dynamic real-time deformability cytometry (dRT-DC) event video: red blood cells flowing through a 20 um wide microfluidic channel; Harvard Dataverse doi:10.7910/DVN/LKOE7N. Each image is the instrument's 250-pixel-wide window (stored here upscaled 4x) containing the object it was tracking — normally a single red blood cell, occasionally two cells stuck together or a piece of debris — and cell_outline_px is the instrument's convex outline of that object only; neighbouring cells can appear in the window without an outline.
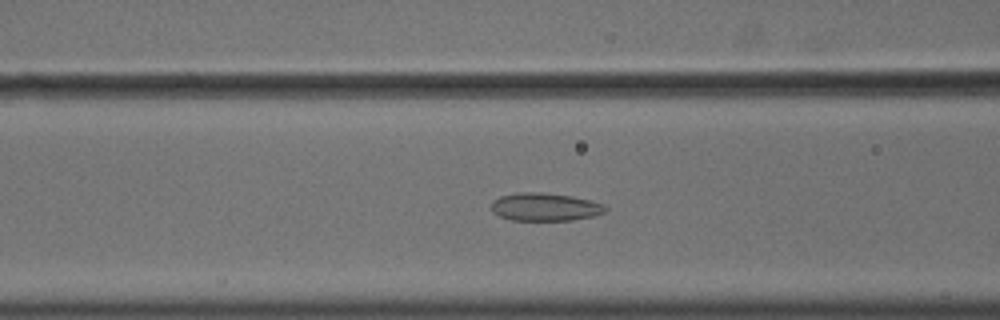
{"species": "common noctule bat (a hibernating species)", "species_latin": "Nyctalus noctula", "temperature_condition": "cold", "stored_images_in_passage": 26, "camera_frame_rate_fps": 3000, "um_per_image_px": 0.085, "animal": {"sex": "male", "body_mass_g": 18.8}, "frame": {"image": 1, "passage_image": 13, "time_ms": 4.0, "image_size_px": [1000, 320], "cell_outline_px": [[608, 208], [604, 212], [592, 216], [572, 220], [512, 220], [500, 216], [492, 212], [492, 200], [500, 196], [520, 192], [544, 192], [572, 196], [604, 204]], "centroid_in_image_um": [46.31, 17.58], "position_along_channel_um": 120.3, "area_um2": 18.55}}
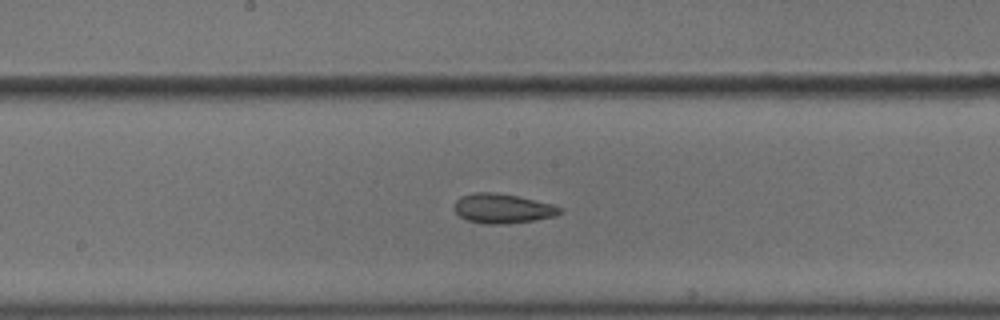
{"frame": {"image": 2, "passage_image": 20, "time_ms": 6.333, "image_size_px": [1000, 320], "cell_outline_px": [[560, 212], [556, 216], [532, 220], [504, 224], [488, 224], [468, 220], [460, 216], [456, 212], [456, 200], [460, 196], [472, 192], [492, 192], [520, 196], [552, 204], [560, 208]], "centroid_in_image_um": [42.71, 17.7], "position_along_channel_um": 205.5, "area_um2": 17.98}}
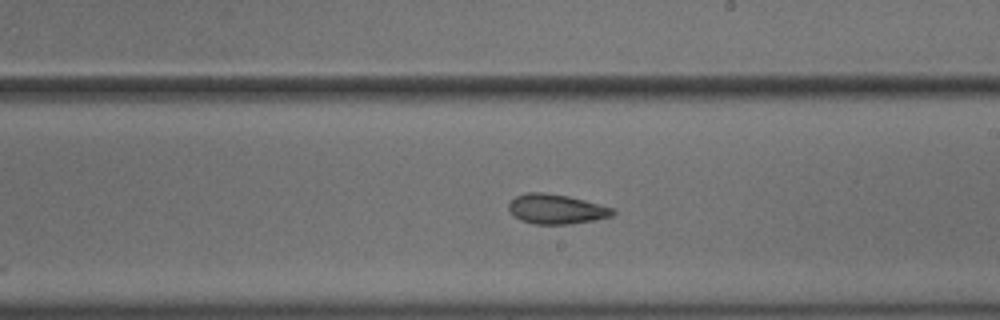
{"frame": {"image": 3, "passage_image": 23, "time_ms": 7.333, "image_size_px": [1000, 320], "cell_outline_px": [[616, 212], [612, 216], [592, 220], [568, 224], [536, 224], [520, 220], [512, 216], [508, 208], [508, 204], [516, 196], [528, 192], [544, 192], [568, 196], [600, 204], [612, 208]], "centroid_in_image_um": [47.25, 17.77], "position_along_channel_um": 241.8, "area_um2": 17.98}}